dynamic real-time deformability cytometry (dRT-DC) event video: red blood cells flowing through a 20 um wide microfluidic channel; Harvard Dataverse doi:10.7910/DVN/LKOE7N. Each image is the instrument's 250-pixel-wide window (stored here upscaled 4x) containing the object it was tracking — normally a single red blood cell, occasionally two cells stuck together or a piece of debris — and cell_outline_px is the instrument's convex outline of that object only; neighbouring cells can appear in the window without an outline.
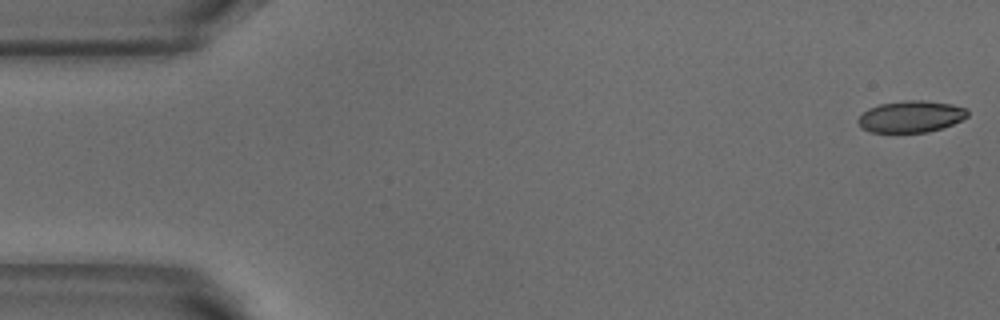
{"species": "common noctule bat (a hibernating species)", "species_latin": "Nyctalus noctula", "temperature_condition": "warm", "stored_images_in_passage": 4, "camera_frame_rate_fps": 3000, "um_per_image_px": 0.085, "animal": {"sex": "male", "body_mass_g": 18.8}, "frame": {"image": 1, "passage_image": 1, "time_ms": 0.0, "image_size_px": [1000, 320], "cell_outline_px": [[968, 116], [952, 124], [928, 132], [872, 132], [860, 128], [856, 120], [868, 108], [880, 104], [904, 100], [920, 100], [952, 104], [968, 108]], "centroid_in_image_um": [77.41, 9.9], "position_along_channel_um": 7.6, "area_um2": 20.17}}
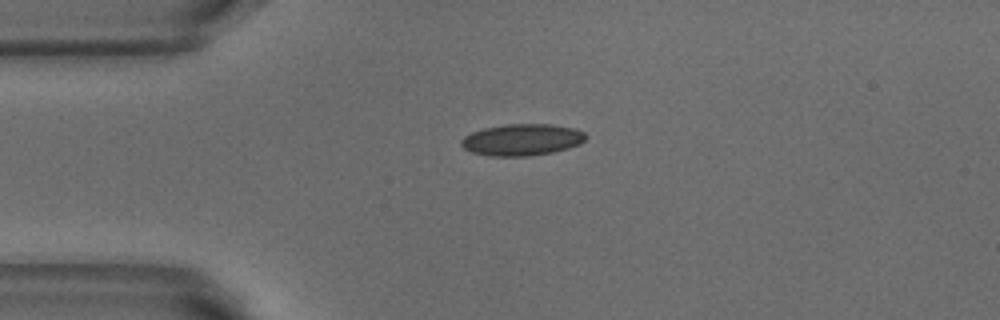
{"frame": {"image": 2, "passage_image": 4, "time_ms": 1.0, "image_size_px": [1000, 320], "cell_outline_px": [[588, 136], [580, 144], [568, 148], [552, 152], [528, 156], [488, 156], [472, 152], [464, 148], [460, 144], [460, 140], [464, 136], [472, 132], [484, 128], [508, 124], [552, 124], [572, 128], [584, 132]], "centroid_in_image_um": [44.36, 11.88], "position_along_channel_um": 40.6, "area_um2": 22.95}}